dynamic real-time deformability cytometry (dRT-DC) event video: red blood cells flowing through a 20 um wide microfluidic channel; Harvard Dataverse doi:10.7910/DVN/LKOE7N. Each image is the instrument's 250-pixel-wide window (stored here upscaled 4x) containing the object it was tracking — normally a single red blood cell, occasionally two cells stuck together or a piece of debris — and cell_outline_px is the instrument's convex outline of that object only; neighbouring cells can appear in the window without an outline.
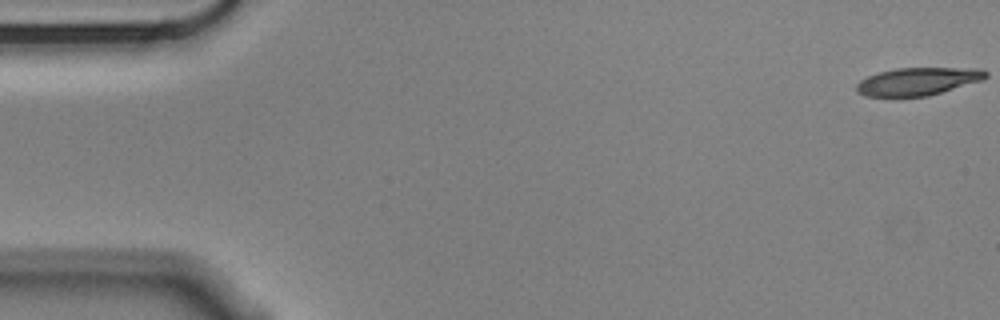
{"species": "Egyptian fruit bat (a non-hibernating species)", "species_latin": "Rousettus aegyptiacus", "temperature_condition": "cold", "stored_images_in_passage": 42, "camera_frame_rate_fps": 3000, "um_per_image_px": 0.085, "animal": {"sex": "male"}, "frame": {"image": 1, "passage_image": 1, "time_ms": 0.0, "image_size_px": [1000, 320], "cell_outline_px": [[984, 76], [936, 92], [916, 96], [880, 96], [864, 92], [872, 80], [876, 76], [888, 72], [916, 68], [936, 68], [984, 72]], "centroid_in_image_um": [78.1, 6.92], "position_along_channel_um": 6.9, "area_um2": 16.65}}
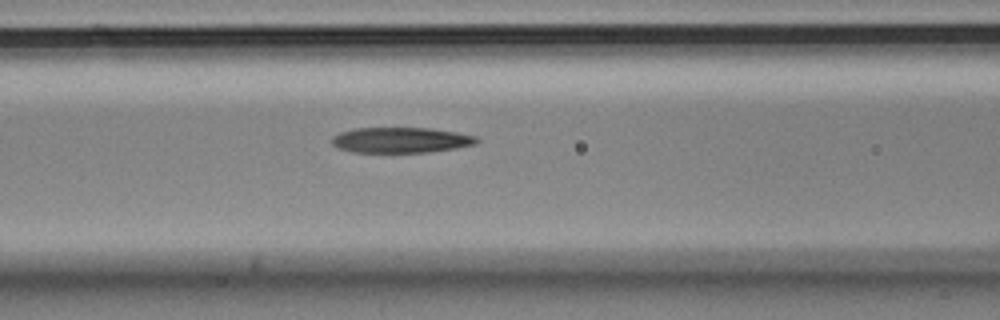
{"frame": {"image": 2, "passage_image": 23, "time_ms": 7.333, "image_size_px": [1000, 320], "cell_outline_px": [[472, 140], [460, 144], [440, 148], [400, 152], [384, 152], [356, 148], [340, 144], [340, 140], [344, 136], [356, 132], [392, 128], [400, 128], [440, 132], [460, 136]], "centroid_in_image_um": [34.07, 11.91], "position_along_channel_um": 132.5, "area_um2": 15.84}}
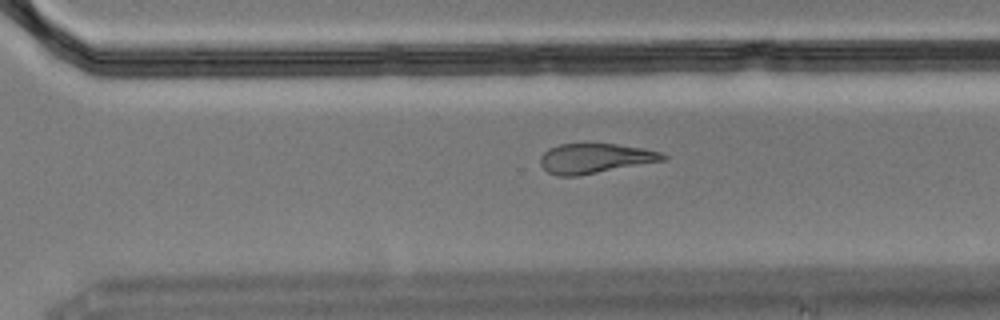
{"frame": {"image": 3, "passage_image": 39, "time_ms": 12.667, "image_size_px": [1000, 320], "cell_outline_px": [[660, 156], [644, 160], [588, 172], [560, 172], [568, 144], [604, 144], [652, 152]], "centroid_in_image_um": [51.02, 13.36], "position_along_channel_um": 319.6, "area_um2": 13.41}}